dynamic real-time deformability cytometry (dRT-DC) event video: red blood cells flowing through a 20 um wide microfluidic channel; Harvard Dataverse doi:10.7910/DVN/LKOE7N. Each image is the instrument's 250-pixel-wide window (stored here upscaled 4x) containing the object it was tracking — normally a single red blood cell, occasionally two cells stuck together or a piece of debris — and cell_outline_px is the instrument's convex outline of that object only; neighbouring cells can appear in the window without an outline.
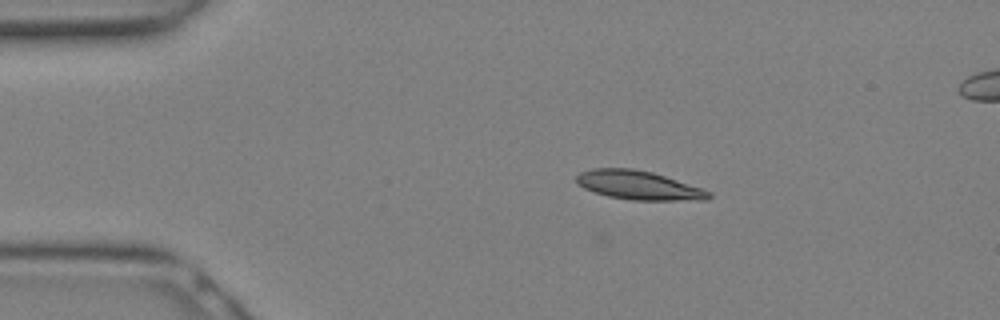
{"species": "Egyptian fruit bat (a non-hibernating species)", "species_latin": "Rousettus aegyptiacus", "temperature_condition": "warm", "stored_images_in_passage": 5, "camera_frame_rate_fps": 3000, "um_per_image_px": 0.085, "animal": {"sex": "female"}, "frame": {"image": 1, "passage_image": 1, "time_ms": 0.0, "image_size_px": [1000, 320], "cell_outline_px": [[712, 196], [704, 200], [632, 200], [608, 196], [584, 188], [576, 184], [576, 176], [580, 172], [592, 168], [632, 168], [652, 172], [704, 188], [712, 192]], "centroid_in_image_um": [54.3, 15.74], "position_along_channel_um": 30.7, "area_um2": 22.37}}